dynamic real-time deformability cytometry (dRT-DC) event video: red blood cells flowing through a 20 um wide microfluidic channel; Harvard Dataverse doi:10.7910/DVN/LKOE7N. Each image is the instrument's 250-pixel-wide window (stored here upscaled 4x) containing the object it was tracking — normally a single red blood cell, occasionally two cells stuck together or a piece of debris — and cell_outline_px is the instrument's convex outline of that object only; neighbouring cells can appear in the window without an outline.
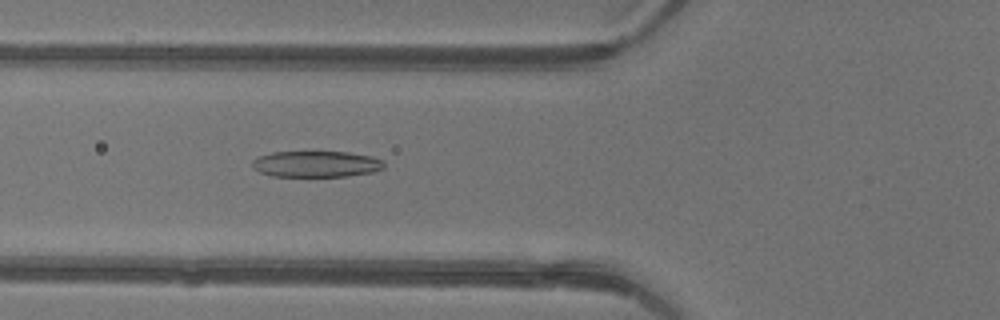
{"species": "common noctule bat (a hibernating species)", "species_latin": "Nyctalus noctula", "temperature_condition": "warm", "stored_images_in_passage": 48, "camera_frame_rate_fps": 3000, "um_per_image_px": 0.085, "animal": {"sex": "female"}, "frame": {"image": 1, "passage_image": 19, "time_ms": 6.0, "image_size_px": [1000, 320], "cell_outline_px": [[384, 168], [372, 172], [348, 176], [272, 176], [260, 172], [252, 168], [252, 160], [260, 156], [272, 152], [348, 152], [372, 156], [384, 160]], "centroid_in_image_um": [26.89, 13.94], "position_along_channel_um": 98.9, "area_um2": 20.11}}
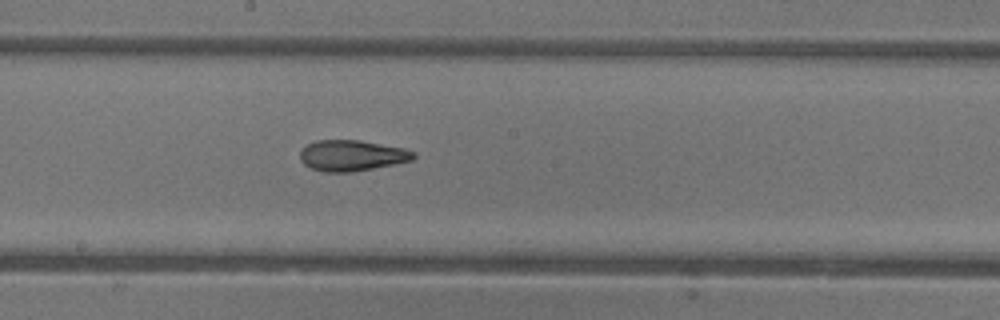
{"frame": {"image": 2, "passage_image": 27, "time_ms": 8.667, "image_size_px": [1000, 320], "cell_outline_px": [[416, 156], [412, 160], [352, 172], [324, 172], [312, 168], [304, 164], [300, 160], [300, 152], [308, 144], [316, 140], [360, 140], [404, 148], [416, 152]], "centroid_in_image_um": [29.91, 13.21], "position_along_channel_um": 218.3, "area_um2": 20.29}}
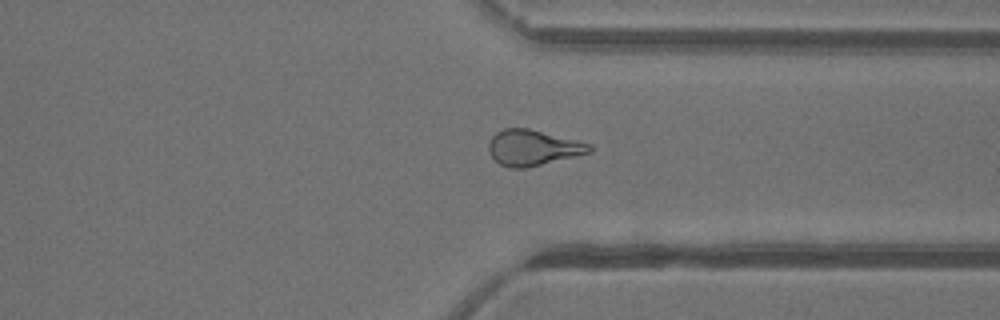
{"frame": {"image": 3, "passage_image": 37, "time_ms": 12.0, "image_size_px": [1000, 320], "cell_outline_px": [[592, 152], [524, 168], [512, 168], [500, 164], [492, 156], [488, 148], [488, 144], [492, 136], [496, 132], [504, 128], [528, 128], [592, 144]], "centroid_in_image_um": [45.29, 12.54], "position_along_channel_um": 366.1, "area_um2": 20.69}, "authors_computed_cell_mechanics": {"area_um2": 21.7617, "velocity_mm_per_s": 4.4477, "shape_relaxation_time_tau1_ms": 8.5481, "shape_relaxation_time_tau2_ms": 2.3918, "deformation_change_tau1": 0.2652, "deformation_change_tau2": 0.1021}}